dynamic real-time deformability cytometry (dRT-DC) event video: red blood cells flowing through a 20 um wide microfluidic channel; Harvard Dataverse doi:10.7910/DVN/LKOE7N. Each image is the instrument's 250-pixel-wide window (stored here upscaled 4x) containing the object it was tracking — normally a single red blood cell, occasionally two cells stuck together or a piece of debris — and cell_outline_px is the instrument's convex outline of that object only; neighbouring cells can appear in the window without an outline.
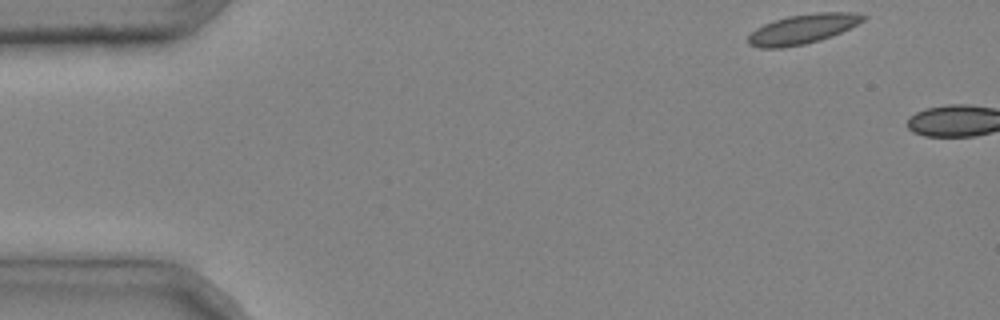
{"species": "common noctule bat (a hibernating species)", "species_latin": "Nyctalus noctula", "temperature_condition": "cold", "stored_images_in_passage": 4, "camera_frame_rate_fps": 3000, "um_per_image_px": 0.085, "animal": {"sex": "male", "body_mass_g": 20.4}, "frame": {"image": 1, "passage_image": 1, "time_ms": 0.0, "image_size_px": [1000, 320], "cell_outline_px": [[868, 16], [864, 20], [832, 36], [820, 40], [804, 44], [784, 48], [760, 48], [748, 44], [748, 36], [756, 28], [764, 24], [788, 16], [816, 12], [852, 12]], "centroid_in_image_um": [68.21, 2.47], "position_along_channel_um": 16.8, "area_um2": 19.71}}
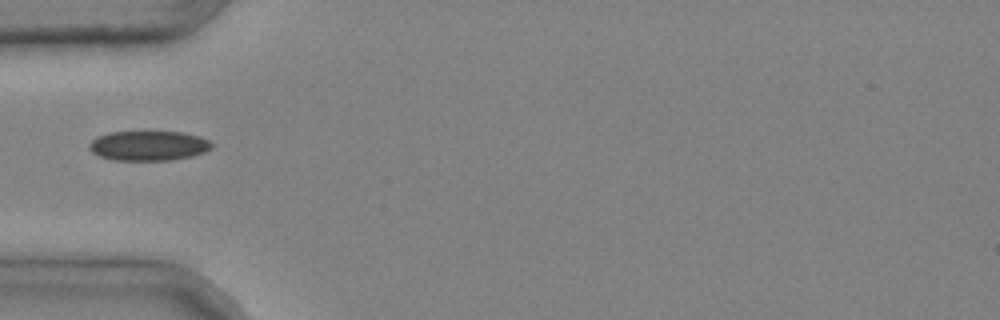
{"frame": {"image": 2, "passage_image": 3, "time_ms": 0.667, "image_size_px": [1000, 320], "cell_outline_px": [[212, 148], [204, 152], [192, 156], [172, 160], [112, 160], [100, 156], [92, 152], [88, 148], [88, 144], [96, 136], [108, 132], [184, 132], [200, 136], [208, 140], [212, 144]], "centroid_in_image_um": [12.61, 12.38], "position_along_channel_um": 72.4, "area_um2": 21.39}}